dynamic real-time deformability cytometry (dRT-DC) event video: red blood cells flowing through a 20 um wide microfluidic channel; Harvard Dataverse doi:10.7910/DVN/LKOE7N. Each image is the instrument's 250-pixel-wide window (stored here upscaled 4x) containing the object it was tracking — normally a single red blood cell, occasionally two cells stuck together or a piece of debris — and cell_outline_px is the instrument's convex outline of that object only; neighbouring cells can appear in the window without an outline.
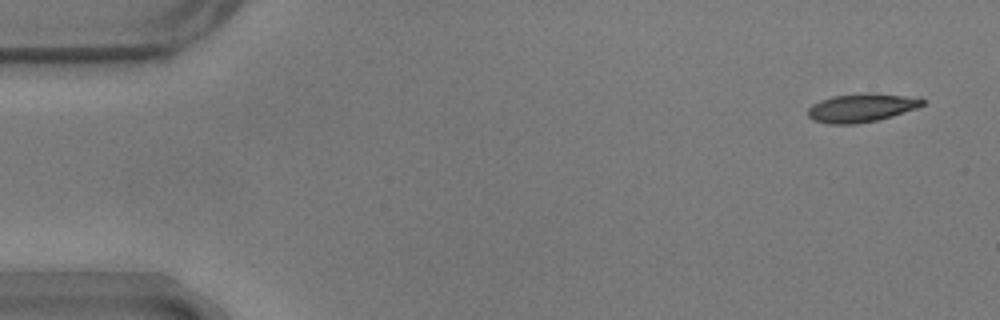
{"species": "common noctule bat (a hibernating species)", "species_latin": "Nyctalus noctula", "temperature_condition": "warm", "stored_images_in_passage": 17, "camera_frame_rate_fps": 3000, "um_per_image_px": 0.085, "animal": {"sex": "male", "body_mass_g": 17.9}, "frame": {"image": 1, "passage_image": 1, "time_ms": 0.0, "image_size_px": [1000, 320], "cell_outline_px": [[924, 104], [916, 108], [892, 116], [876, 120], [856, 124], [828, 124], [812, 120], [808, 116], [808, 108], [812, 104], [820, 100], [832, 96], [868, 92], [872, 92], [904, 96], [924, 100]], "centroid_in_image_um": [73.15, 9.16], "position_along_channel_um": 11.8, "area_um2": 18.96}}
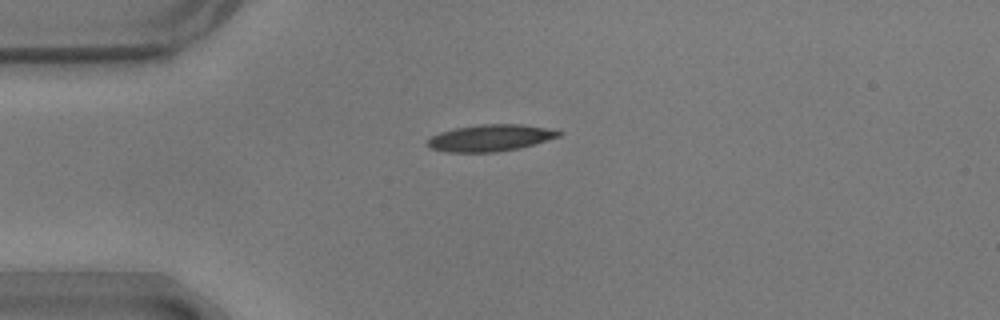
{"frame": {"image": 2, "passage_image": 12, "time_ms": 3.667, "image_size_px": [1000, 320], "cell_outline_px": [[564, 132], [560, 136], [520, 148], [496, 152], [448, 152], [432, 148], [428, 144], [428, 140], [432, 136], [440, 132], [456, 128], [480, 124], [520, 124], [544, 128]], "centroid_in_image_um": [41.69, 11.72], "position_along_channel_um": 43.3, "area_um2": 20.11}}